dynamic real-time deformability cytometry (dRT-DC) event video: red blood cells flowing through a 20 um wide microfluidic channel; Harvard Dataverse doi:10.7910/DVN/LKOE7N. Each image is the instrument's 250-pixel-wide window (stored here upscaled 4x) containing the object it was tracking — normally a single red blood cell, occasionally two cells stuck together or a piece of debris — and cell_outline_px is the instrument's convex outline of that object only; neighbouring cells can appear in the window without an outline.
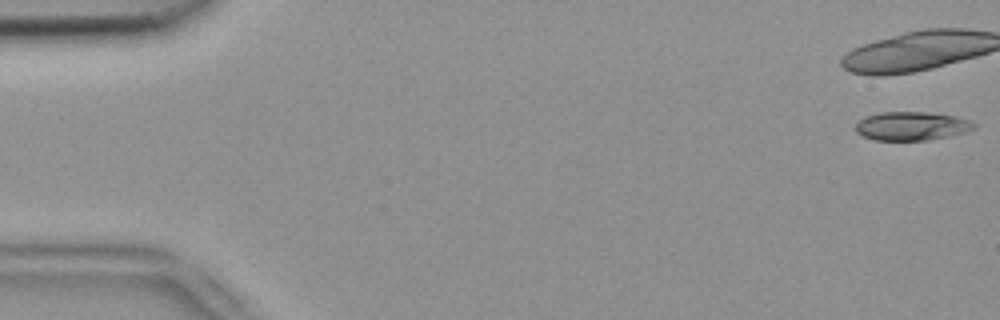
{"species": "common noctule bat (a hibernating species)", "species_latin": "Nyctalus noctula", "temperature_condition": "room temperature", "stored_images_in_passage": 4, "camera_frame_rate_fps": 3000, "um_per_image_px": 0.085, "animal": {"sex": "female", "body_mass_g": 18.4}, "frame": {"image": 1, "passage_image": 1, "time_ms": 0.0, "image_size_px": [1000, 320], "cell_outline_px": [[976, 128], [964, 132], [948, 136], [928, 140], [876, 140], [864, 136], [856, 132], [856, 124], [864, 116], [880, 112], [924, 112], [956, 116], [968, 120], [976, 124]], "centroid_in_image_um": [77.48, 10.71], "position_along_channel_um": 7.5, "area_um2": 19.65}}